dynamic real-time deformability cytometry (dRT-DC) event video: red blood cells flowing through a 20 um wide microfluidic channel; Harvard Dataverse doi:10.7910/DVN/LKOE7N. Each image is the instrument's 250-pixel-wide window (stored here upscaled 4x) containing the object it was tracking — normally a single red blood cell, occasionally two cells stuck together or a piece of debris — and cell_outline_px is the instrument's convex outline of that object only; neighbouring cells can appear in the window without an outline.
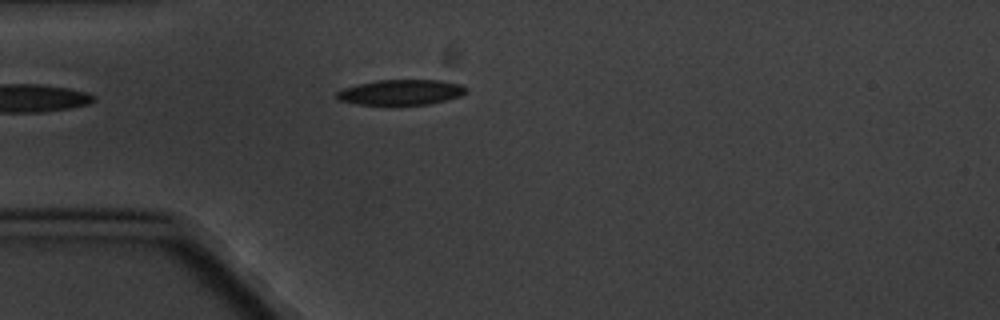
{"species": "common noctule bat (a hibernating species)", "species_latin": "Nyctalus noctula", "temperature_condition": "cold", "stored_images_in_passage": 6, "camera_frame_rate_fps": 3000, "um_per_image_px": 0.085, "animal": {"sex": "male", "body_mass_g": 20.1, "forearm_length_mm": 53.5}, "frame": {"image": 1, "passage_image": 4, "time_ms": 3.667, "image_size_px": [1000, 320], "cell_outline_px": [[468, 92], [460, 96], [428, 104], [360, 104], [336, 100], [336, 92], [344, 88], [356, 84], [376, 80], [436, 80], [460, 84], [468, 88]], "centroid_in_image_um": [34.06, 7.83], "position_along_channel_um": 50.9, "area_um2": 18.96}}